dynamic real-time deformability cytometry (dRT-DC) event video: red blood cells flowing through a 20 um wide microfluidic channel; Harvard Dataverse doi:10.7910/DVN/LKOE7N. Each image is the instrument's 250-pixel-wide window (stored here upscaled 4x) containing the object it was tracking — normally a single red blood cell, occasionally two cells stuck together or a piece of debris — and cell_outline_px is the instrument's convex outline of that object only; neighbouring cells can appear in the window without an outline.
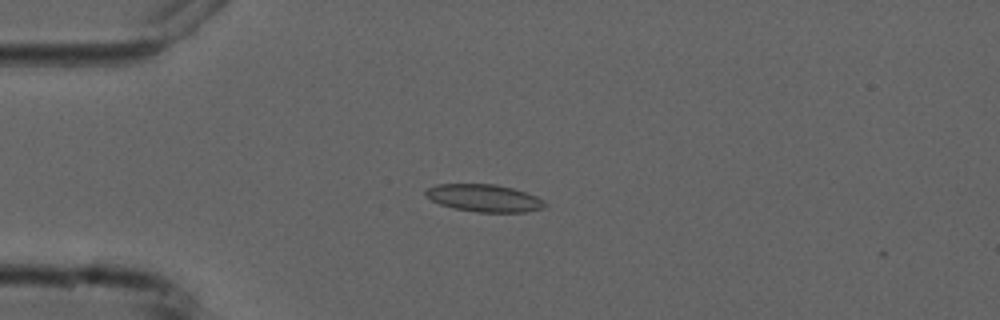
{"species": "common noctule bat (a hibernating species)", "species_latin": "Nyctalus noctula", "temperature_condition": "cold", "stored_images_in_passage": 9, "camera_frame_rate_fps": 3000, "um_per_image_px": 0.085, "animal": {"sex": "male", "forearm_length_mm": 52.5}, "frame": {"image": 1, "passage_image": 4, "time_ms": 4.333, "image_size_px": [1000, 320], "cell_outline_px": [[548, 204], [544, 208], [524, 212], [476, 212], [452, 208], [440, 204], [432, 200], [424, 192], [428, 188], [436, 184], [496, 184], [512, 188], [536, 196], [544, 200]], "centroid_in_image_um": [41.17, 16.84], "position_along_channel_um": 43.8, "area_um2": 19.02}}
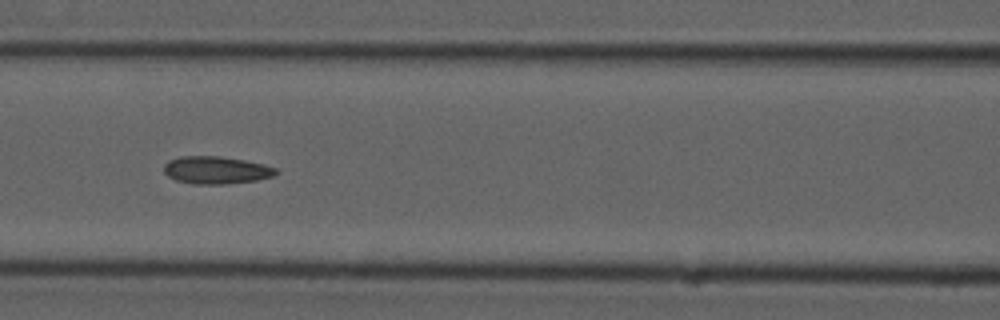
{"frame": {"image": 2, "passage_image": 7, "time_ms": 7.667, "image_size_px": [1000, 320], "cell_outline_px": [[280, 172], [272, 176], [256, 180], [228, 184], [192, 184], [176, 180], [168, 176], [164, 172], [164, 164], [168, 160], [180, 156], [220, 156], [244, 160], [264, 164], [276, 168]], "centroid_in_image_um": [18.36, 14.46], "position_along_channel_um": 148.2, "area_um2": 18.09}}
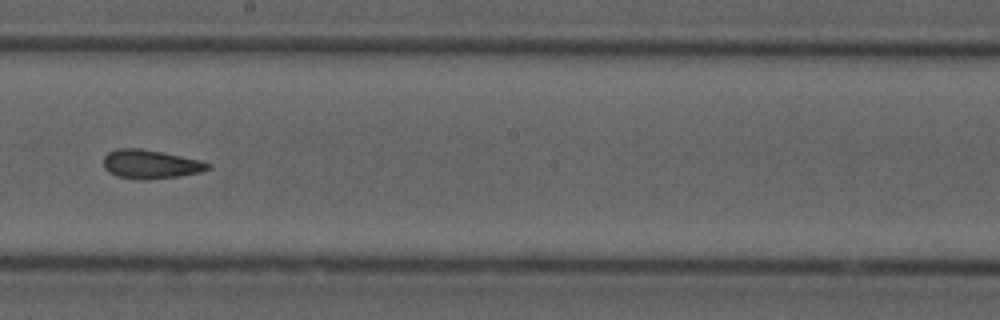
{"frame": {"image": 3, "passage_image": 9, "time_ms": 10.0, "image_size_px": [1000, 320], "cell_outline_px": [[212, 168], [200, 172], [176, 176], [144, 180], [140, 180], [116, 176], [108, 172], [104, 168], [104, 156], [108, 152], [116, 148], [140, 148], [200, 160], [212, 164]], "centroid_in_image_um": [12.77, 13.96], "position_along_channel_um": 235.4, "area_um2": 17.51}}